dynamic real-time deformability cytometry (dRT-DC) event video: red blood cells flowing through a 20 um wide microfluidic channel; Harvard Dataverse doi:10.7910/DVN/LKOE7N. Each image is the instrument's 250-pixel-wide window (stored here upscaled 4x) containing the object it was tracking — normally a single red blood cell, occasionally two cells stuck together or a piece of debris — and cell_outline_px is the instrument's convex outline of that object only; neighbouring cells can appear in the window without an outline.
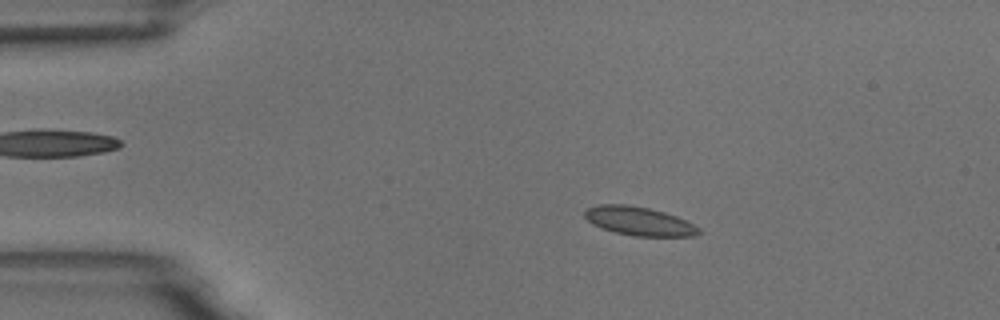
{"species": "common noctule bat (a hibernating species)", "species_latin": "Nyctalus noctula", "temperature_condition": "room temperature", "stored_images_in_passage": 8, "camera_frame_rate_fps": 3000, "um_per_image_px": 0.085, "animal": {"sex": "male", "body_mass_g": 18.8}, "frame": {"image": 1, "passage_image": 2, "time_ms": 2.0, "image_size_px": [1000, 320], "cell_outline_px": [[700, 232], [692, 236], [632, 236], [616, 232], [592, 224], [584, 216], [584, 212], [588, 208], [600, 204], [628, 204], [648, 208], [664, 212], [676, 216], [700, 228]], "centroid_in_image_um": [54.3, 18.79], "position_along_channel_um": 30.7, "area_um2": 18.84}}
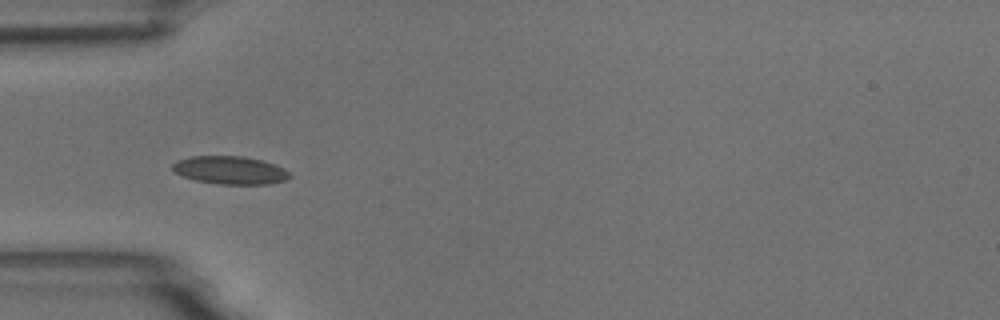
{"frame": {"image": 2, "passage_image": 4, "time_ms": 4.333, "image_size_px": [1000, 320], "cell_outline_px": [[292, 176], [284, 180], [268, 184], [220, 184], [196, 180], [180, 176], [172, 168], [172, 164], [176, 160], [192, 156], [244, 156], [264, 160], [276, 164], [284, 168]], "centroid_in_image_um": [19.56, 14.45], "position_along_channel_um": 65.4, "area_um2": 19.25}}